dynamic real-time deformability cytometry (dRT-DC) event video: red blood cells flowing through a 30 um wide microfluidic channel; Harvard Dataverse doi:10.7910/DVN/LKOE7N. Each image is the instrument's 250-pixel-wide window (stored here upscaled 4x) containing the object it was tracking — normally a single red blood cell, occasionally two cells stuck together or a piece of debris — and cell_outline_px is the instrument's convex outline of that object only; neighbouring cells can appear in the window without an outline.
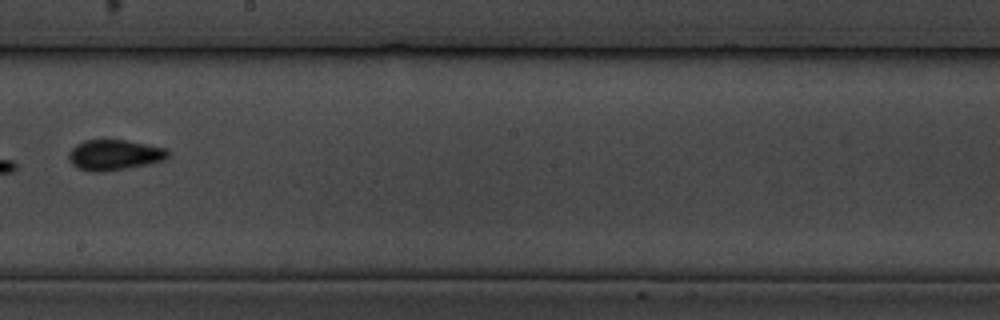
{"species": "common noctule bat (a hibernating species)", "species_latin": "Nyctalus noctula", "temperature_condition": "cold", "stored_images_in_passage": 17, "camera_frame_rate_fps": 3000, "um_per_image_px": 0.085, "animal": {"sex": "male", "body_mass_g": 19.5, "forearm_length_mm": 54.6}, "frame": {"image": 1, "passage_image": 10, "time_ms": 11.333, "image_size_px": [1000, 320], "cell_outline_px": [[168, 156], [164, 160], [148, 164], [104, 172], [88, 172], [76, 168], [68, 160], [68, 152], [76, 144], [84, 140], [124, 140], [168, 148]], "centroid_in_image_um": [9.68, 13.18], "position_along_channel_um": 238.5, "area_um2": 17.8}}
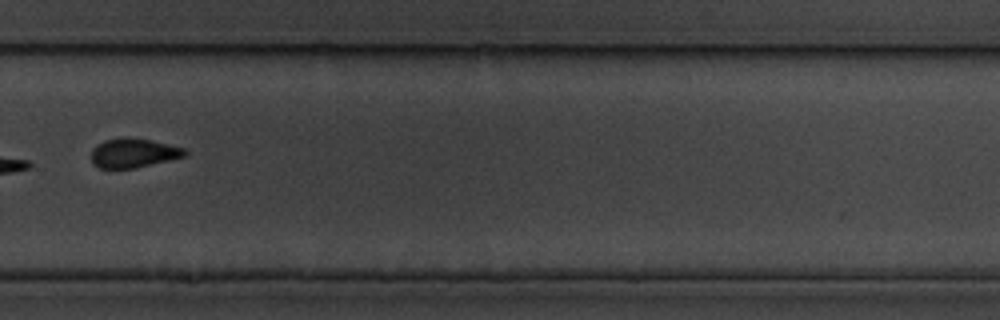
{"frame": {"image": 2, "passage_image": 12, "time_ms": 13.667, "image_size_px": [1000, 320], "cell_outline_px": [[188, 152], [184, 156], [136, 168], [100, 168], [92, 164], [92, 148], [96, 144], [104, 140], [128, 136], [152, 140], [184, 148]], "centroid_in_image_um": [11.31, 12.99], "position_along_channel_um": 318.5, "area_um2": 16.01}, "authors_computed_cell_mechanics": {"area_um2": 18.0336, "velocity_mm_per_s": 3.4455, "shape_relaxation_time_tau1_ms": 4.2804, "shape_relaxation_time_tau2_ms": 5.2289, "deformation_change_tau1": 0.1691, "deformation_change_tau2": 0.096}}